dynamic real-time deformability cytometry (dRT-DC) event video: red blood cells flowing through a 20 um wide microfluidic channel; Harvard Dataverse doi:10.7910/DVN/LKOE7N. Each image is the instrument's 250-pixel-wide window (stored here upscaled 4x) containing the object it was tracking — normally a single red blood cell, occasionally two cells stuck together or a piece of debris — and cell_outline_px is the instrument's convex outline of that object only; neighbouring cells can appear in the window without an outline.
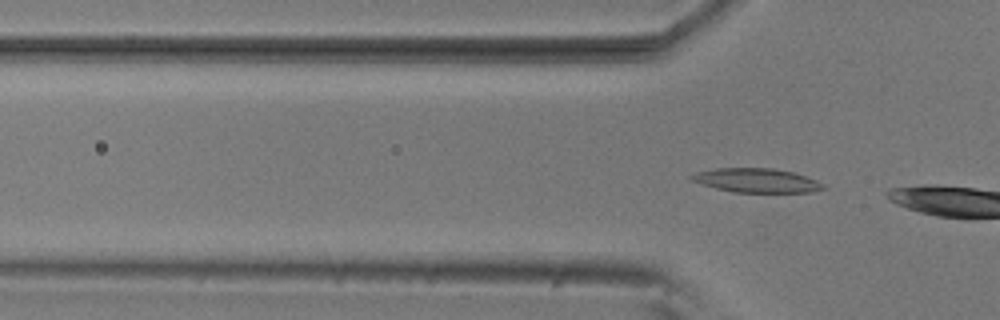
{"species": "common noctule bat (a hibernating species)", "species_latin": "Nyctalus noctula", "temperature_condition": "room temperature", "stored_images_in_passage": 5, "camera_frame_rate_fps": 3000, "um_per_image_px": 0.085, "animal": {"sex": "male", "body_mass_g": 20.5, "forearm_length_mm": 52.5}, "frame": {"image": 1, "passage_image": 4, "time_ms": 1.0, "image_size_px": [1000, 320], "cell_outline_px": [[828, 188], [812, 192], [732, 192], [716, 188], [692, 180], [688, 176], [696, 172], [716, 168], [772, 168], [796, 172], [816, 180], [824, 184]], "centroid_in_image_um": [64.36, 15.33], "position_along_channel_um": 61.4, "area_um2": 18.55}}